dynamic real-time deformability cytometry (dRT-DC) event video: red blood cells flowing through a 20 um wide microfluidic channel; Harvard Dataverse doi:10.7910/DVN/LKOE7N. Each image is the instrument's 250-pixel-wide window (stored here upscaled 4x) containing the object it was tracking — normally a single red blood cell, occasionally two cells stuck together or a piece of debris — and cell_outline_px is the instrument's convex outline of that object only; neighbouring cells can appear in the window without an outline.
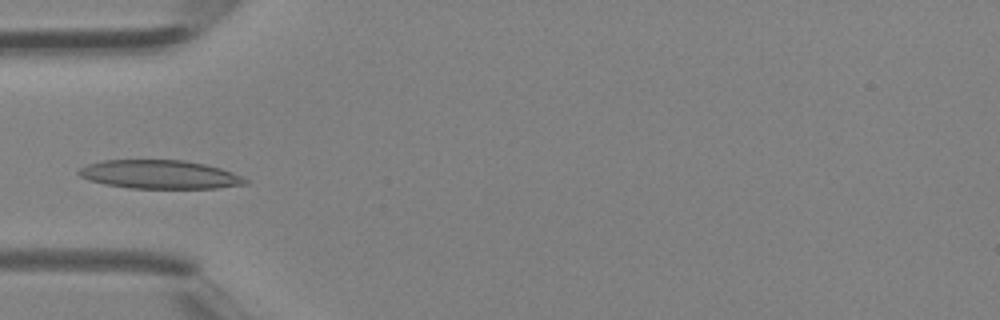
{"species": "Egyptian fruit bat (a non-hibernating species)", "species_latin": "Rousettus aegyptiacus", "temperature_condition": "room temperature", "stored_images_in_passage": 40, "camera_frame_rate_fps": 3000, "um_per_image_px": 0.085, "animal": {"sex": "female"}, "frame": {"image": 1, "passage_image": 13, "time_ms": 4.0, "image_size_px": [1000, 320], "cell_outline_px": [[248, 184], [216, 188], [132, 188], [104, 184], [88, 180], [80, 176], [76, 172], [80, 168], [88, 164], [104, 160], [184, 160], [204, 164], [220, 168], [232, 172], [248, 180]], "centroid_in_image_um": [13.56, 14.83], "position_along_channel_um": 71.4, "area_um2": 27.69}}
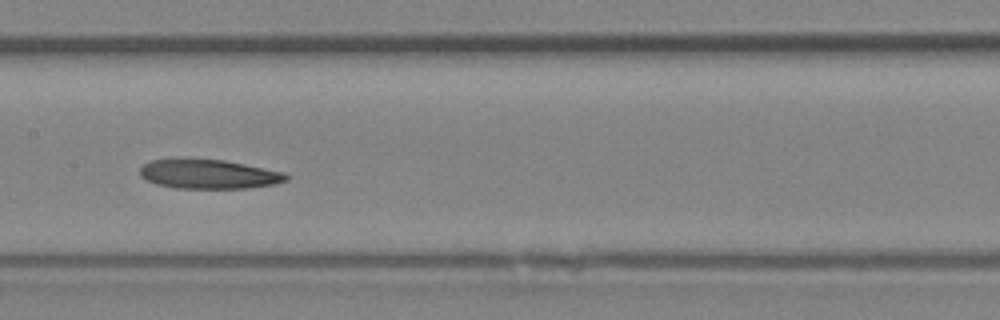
{"frame": {"image": 2, "passage_image": 20, "time_ms": 6.333, "image_size_px": [1000, 320], "cell_outline_px": [[288, 180], [276, 184], [248, 188], [176, 188], [156, 184], [140, 176], [140, 168], [144, 164], [152, 160], [168, 156], [180, 156], [224, 160], [284, 172], [288, 176]], "centroid_in_image_um": [17.67, 14.76], "position_along_channel_um": 189.7, "area_um2": 25.72}}
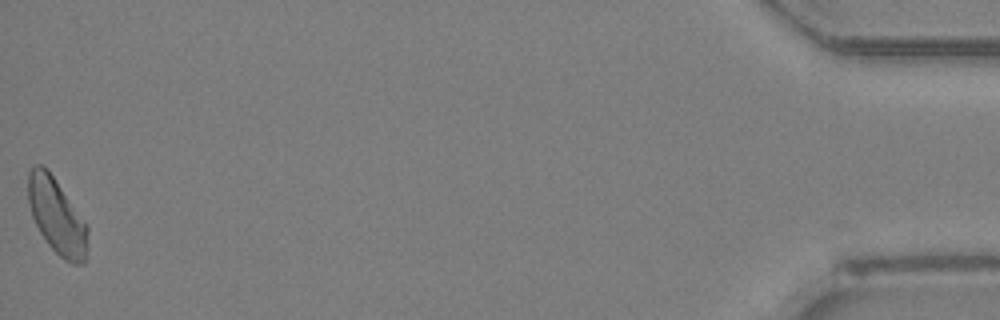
{"frame": {"image": 3, "passage_image": 40, "time_ms": 13.0, "image_size_px": [1000, 320], "cell_outline_px": [[88, 248], [84, 264], [72, 264], [64, 260], [48, 244], [40, 232], [32, 216], [28, 204], [28, 172], [36, 164], [44, 164], [48, 168], [88, 224]], "centroid_in_image_um": [4.85, 18.36], "position_along_channel_um": 430.3, "area_um2": 26.7}}